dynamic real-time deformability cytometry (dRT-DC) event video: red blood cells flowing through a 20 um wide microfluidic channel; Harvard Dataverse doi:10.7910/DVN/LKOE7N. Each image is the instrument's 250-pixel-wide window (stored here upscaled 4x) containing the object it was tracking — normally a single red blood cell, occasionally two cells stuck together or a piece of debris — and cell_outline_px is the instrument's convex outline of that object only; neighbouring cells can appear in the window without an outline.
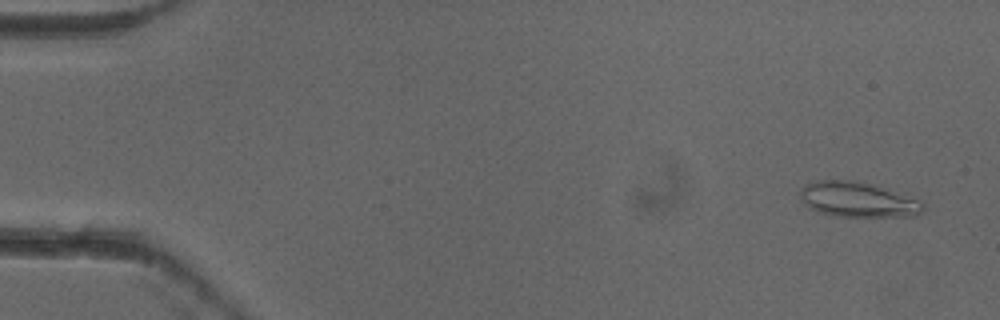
{"species": "common noctule bat (a hibernating species)", "species_latin": "Nyctalus noctula", "temperature_condition": "cold", "stored_images_in_passage": 5, "camera_frame_rate_fps": 3000, "um_per_image_px": 0.085, "animal": {"sex": "female"}, "frame": {"image": 1, "passage_image": 1, "time_ms": 0.0, "image_size_px": [1000, 320], "cell_outline_px": [[924, 208], [920, 212], [912, 216], [836, 216], [820, 212], [812, 208], [800, 200], [800, 188], [804, 184], [820, 180], [848, 180], [868, 184], [920, 200], [924, 204]], "centroid_in_image_um": [72.86, 16.97], "position_along_channel_um": 12.1, "area_um2": 24.51}}